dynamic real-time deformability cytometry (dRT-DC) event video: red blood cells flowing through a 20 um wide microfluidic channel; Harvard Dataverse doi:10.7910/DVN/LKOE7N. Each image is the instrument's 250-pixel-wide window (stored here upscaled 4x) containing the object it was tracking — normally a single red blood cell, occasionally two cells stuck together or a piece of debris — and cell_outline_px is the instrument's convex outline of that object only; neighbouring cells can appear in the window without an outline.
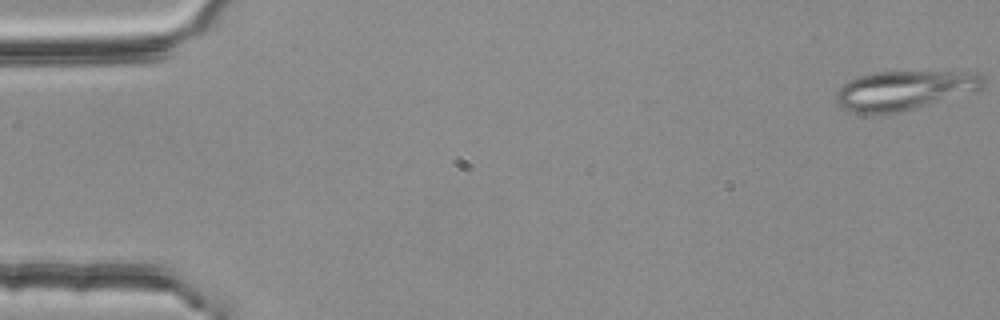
{"species": "common noctule bat (a hibernating species)", "species_latin": "Nyctalus noctula", "temperature_condition": "room temperature", "stored_images_in_passage": 54, "camera_frame_rate_fps": 3000, "um_per_image_px": 0.085, "animal": {"sex": "female", "body_mass_g": 25.1}, "frame": {"image": 1, "passage_image": 1, "time_ms": 0.0, "image_size_px": [1000, 320], "cell_outline_px": [[984, 88], [976, 92], [896, 112], [868, 116], [852, 112], [836, 104], [836, 92], [848, 80], [856, 76], [872, 72], [976, 72], [984, 76]], "centroid_in_image_um": [76.84, 7.68], "position_along_channel_um": 8.2, "area_um2": 33.99}}
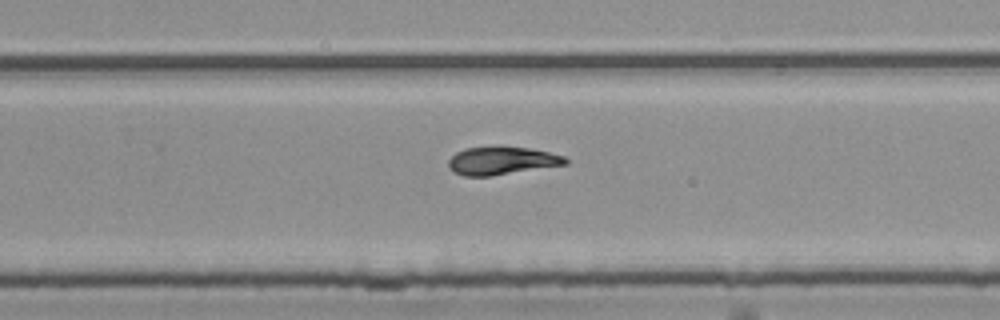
{"frame": {"image": 2, "passage_image": 35, "time_ms": 11.333, "image_size_px": [1000, 320], "cell_outline_px": [[568, 164], [492, 176], [464, 176], [452, 172], [448, 168], [448, 160], [456, 152], [464, 148], [496, 144], [500, 144], [528, 148], [548, 152], [564, 156], [568, 160]], "centroid_in_image_um": [42.6, 13.63], "position_along_channel_um": 287.2, "area_um2": 19.77}}
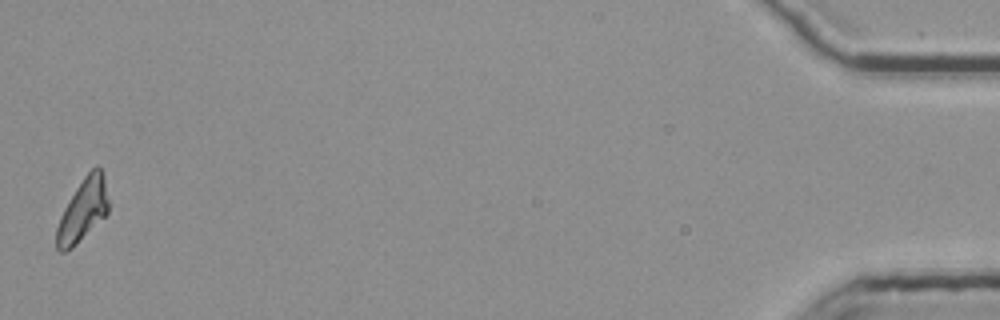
{"frame": {"image": 3, "passage_image": 54, "time_ms": 17.667, "image_size_px": [1000, 320], "cell_outline_px": [[108, 212], [72, 248], [64, 252], [60, 252], [56, 248], [56, 228], [60, 216], [64, 208], [76, 188], [84, 176], [96, 164], [104, 172], [108, 200]], "centroid_in_image_um": [7.03, 17.84], "position_along_channel_um": 428.2, "area_um2": 18.73}, "authors_computed_cell_mechanics": {"area_um2": 19.7676, "velocity_mm_per_s": 3.7658, "shape_relaxation_time_tau1_ms": 5.3819, "shape_relaxation_time_tau2_ms": 4.4221, "deformation_change_tau1": 0.1913, "deformation_change_tau2": 0.0843}}